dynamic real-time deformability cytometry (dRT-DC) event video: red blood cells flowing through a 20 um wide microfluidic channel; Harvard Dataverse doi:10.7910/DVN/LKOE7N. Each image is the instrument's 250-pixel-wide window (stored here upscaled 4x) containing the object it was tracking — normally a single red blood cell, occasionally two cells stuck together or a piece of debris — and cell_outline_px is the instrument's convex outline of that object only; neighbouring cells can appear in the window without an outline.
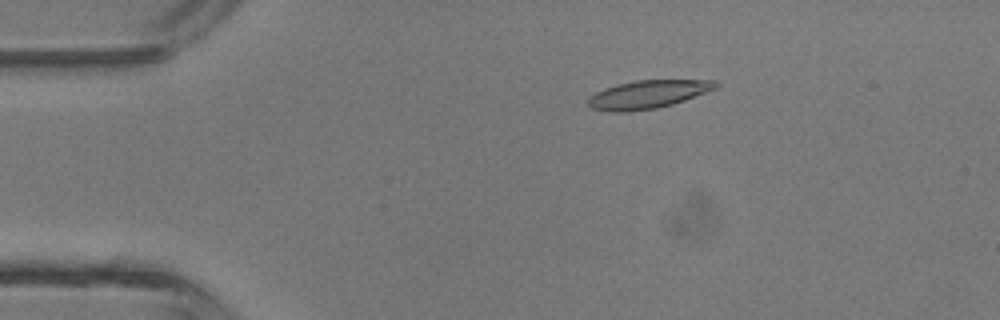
{"species": "common noctule bat (a hibernating species)", "species_latin": "Nyctalus noctula", "temperature_condition": "room temperature", "stored_images_in_passage": 6, "camera_frame_rate_fps": 3000, "um_per_image_px": 0.085, "animal": {"sex": "male", "body_mass_g": 13.3}, "frame": {"image": 1, "passage_image": 3, "time_ms": 2.333, "image_size_px": [1000, 320], "cell_outline_px": [[720, 88], [672, 104], [656, 108], [628, 112], [608, 112], [592, 108], [588, 104], [588, 96], [604, 88], [616, 84], [636, 80], [716, 80], [720, 84]], "centroid_in_image_um": [55.09, 8.02], "position_along_channel_um": 29.9, "area_um2": 21.21}}